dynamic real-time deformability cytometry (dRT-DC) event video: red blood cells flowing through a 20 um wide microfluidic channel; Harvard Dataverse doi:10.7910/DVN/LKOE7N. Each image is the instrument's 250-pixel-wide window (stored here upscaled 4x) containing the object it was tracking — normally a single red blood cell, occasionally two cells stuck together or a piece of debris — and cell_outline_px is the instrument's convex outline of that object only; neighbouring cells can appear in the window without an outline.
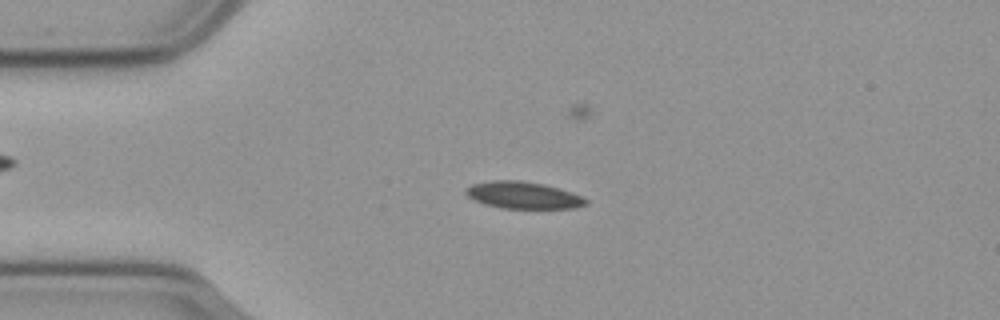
{"species": "common noctule bat (a hibernating species)", "species_latin": "Nyctalus noctula", "temperature_condition": "cold", "stored_images_in_passage": 57, "camera_frame_rate_fps": 3000, "um_per_image_px": 0.085, "animal": {"sex": "male", "body_mass_g": 23.1, "forearm_length_mm": 52.7}, "frame": {"image": 1, "passage_image": 13, "time_ms": 4.0, "image_size_px": [1000, 320], "cell_outline_px": [[588, 204], [576, 208], [500, 208], [484, 204], [472, 200], [464, 192], [472, 184], [492, 180], [520, 180], [544, 184], [560, 188], [572, 192], [588, 200]], "centroid_in_image_um": [44.47, 16.59], "position_along_channel_um": 40.5, "area_um2": 18.96}}
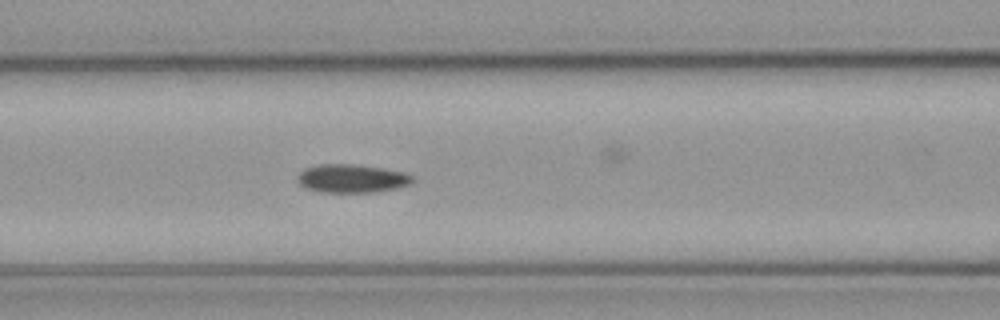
{"frame": {"image": 2, "passage_image": 23, "time_ms": 7.333, "image_size_px": [1000, 320], "cell_outline_px": [[416, 180], [412, 184], [396, 188], [372, 192], [320, 192], [308, 188], [300, 184], [296, 180], [296, 176], [304, 168], [320, 164], [352, 164], [384, 168], [404, 172], [416, 176]], "centroid_in_image_um": [29.95, 15.16], "position_along_channel_um": 136.7, "area_um2": 19.25}}
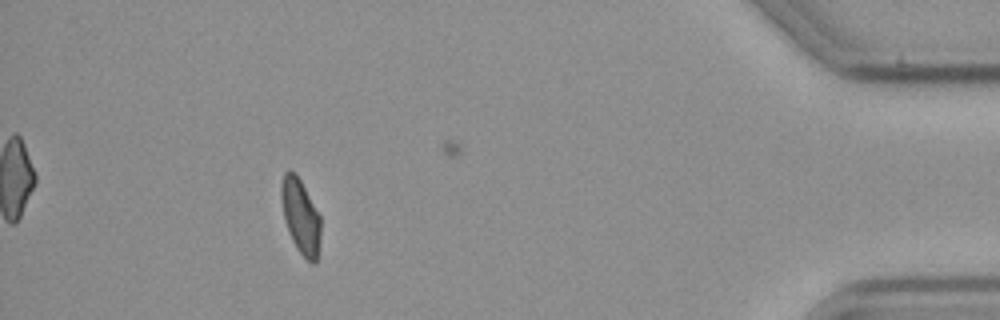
{"frame": {"image": 3, "passage_image": 51, "time_ms": 16.667, "image_size_px": [1000, 320], "cell_outline_px": [[320, 240], [316, 264], [312, 264], [296, 248], [288, 232], [284, 220], [280, 196], [280, 188], [284, 172], [288, 168], [296, 172], [320, 216]], "centroid_in_image_um": [25.53, 18.36], "position_along_channel_um": 409.7, "area_um2": 17.34}, "authors_computed_cell_mechanics": {"area_um2": 18.4382, "velocity_mm_per_s": 3.5876, "shape_relaxation_time_tau1_ms": 9.4271, "shape_relaxation_time_tau2_ms": 9.0882, "deformation_change_tau1": 0.1793, "deformation_change_tau2": 0.1256}}